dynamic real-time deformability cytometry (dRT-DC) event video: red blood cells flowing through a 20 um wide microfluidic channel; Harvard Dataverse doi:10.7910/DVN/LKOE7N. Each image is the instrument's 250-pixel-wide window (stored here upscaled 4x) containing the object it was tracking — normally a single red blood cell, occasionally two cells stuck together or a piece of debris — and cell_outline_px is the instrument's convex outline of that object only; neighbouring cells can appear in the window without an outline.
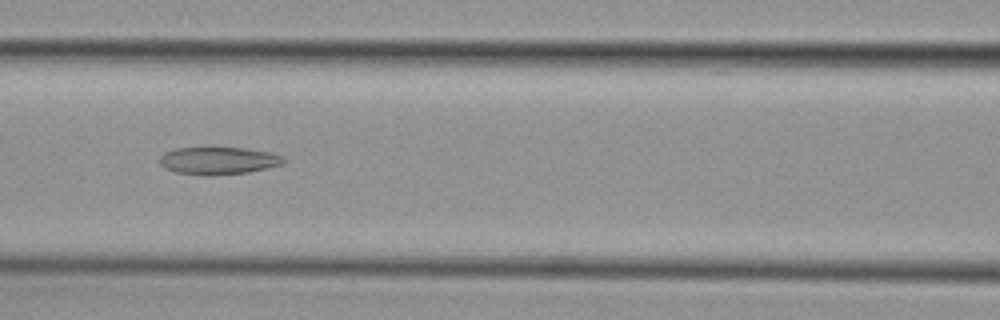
{"species": "common noctule bat (a hibernating species)", "species_latin": "Nyctalus noctula", "temperature_condition": "cold", "stored_images_in_passage": 46, "camera_frame_rate_fps": 3000, "um_per_image_px": 0.085, "animal": {"sex": "female", "body_mass_g": 29.2, "forearm_length_mm": 56.3}, "frame": {"image": 1, "passage_image": 17, "time_ms": 5.333, "image_size_px": [1000, 320], "cell_outline_px": [[284, 160], [280, 164], [268, 168], [248, 172], [216, 176], [208, 176], [176, 172], [164, 168], [160, 164], [160, 156], [164, 152], [176, 148], [244, 148], [268, 152], [284, 156]], "centroid_in_image_um": [18.53, 13.67], "position_along_channel_um": 148.1, "area_um2": 19.83}}
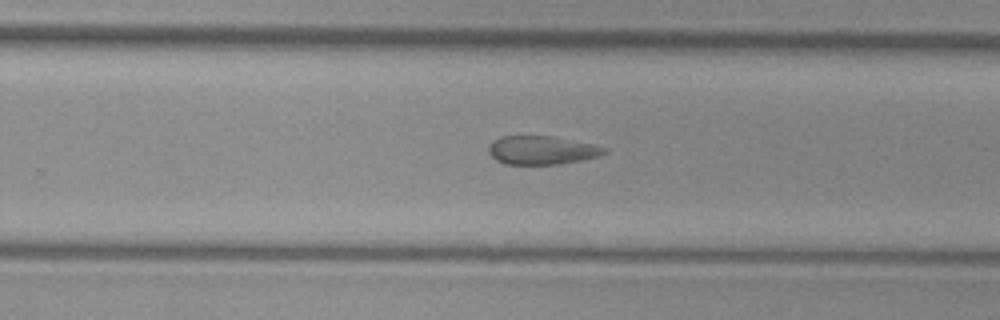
{"frame": {"image": 2, "passage_image": 28, "time_ms": 9.0, "image_size_px": [1000, 320], "cell_outline_px": [[608, 152], [596, 156], [580, 160], [560, 164], [504, 164], [496, 160], [488, 152], [488, 148], [500, 136], [552, 136], [596, 144], [608, 148]], "centroid_in_image_um": [46.09, 12.76], "position_along_channel_um": 283.7, "area_um2": 19.19}}
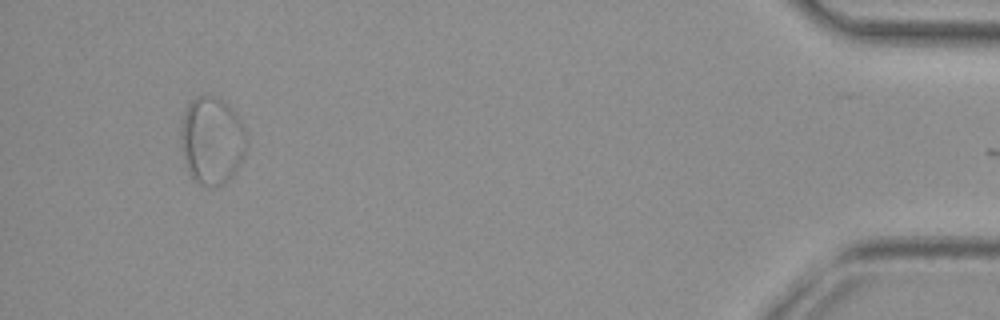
{"frame": {"image": 3, "passage_image": 45, "time_ms": 14.667, "image_size_px": [1000, 320], "cell_outline_px": [[248, 144], [244, 156], [236, 172], [224, 184], [208, 188], [192, 180], [188, 172], [184, 160], [180, 136], [180, 124], [184, 112], [188, 104], [196, 96], [212, 96], [228, 104], [232, 108], [240, 120], [244, 128], [248, 140]], "centroid_in_image_um": [18.01, 11.98], "position_along_channel_um": 417.2, "area_um2": 34.1}, "authors_computed_cell_mechanics": {"area_um2": 22.0796, "velocity_mm_per_s": 3.7131, "shape_relaxation_time_tau1_ms": null, "shape_relaxation_time_tau2_ms": 2.8236, "deformation_change_tau1": null, "deformation_change_tau2": 0.0937}}